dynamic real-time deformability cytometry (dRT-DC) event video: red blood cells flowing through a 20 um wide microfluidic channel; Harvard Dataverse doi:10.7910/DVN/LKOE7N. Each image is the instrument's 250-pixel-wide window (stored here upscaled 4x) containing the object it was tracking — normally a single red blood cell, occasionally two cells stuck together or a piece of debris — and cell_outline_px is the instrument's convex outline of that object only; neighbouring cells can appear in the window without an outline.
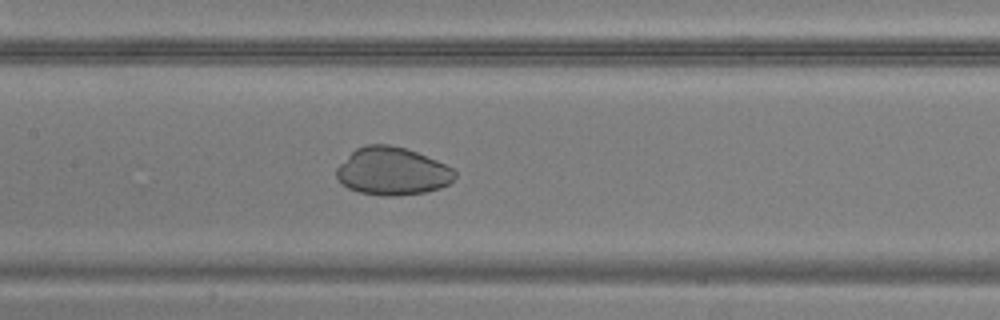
{"species": "common noctule bat (a hibernating species)", "species_latin": "Nyctalus noctula", "temperature_condition": "warm", "stored_images_in_passage": 42, "camera_frame_rate_fps": 3000, "um_per_image_px": 0.085, "animal": {"sex": "male", "body_mass_g": 20.5, "forearm_length_mm": 52.5}, "frame": {"image": 1, "passage_image": 23, "time_ms": 7.333, "image_size_px": [1000, 320], "cell_outline_px": [[456, 176], [448, 184], [440, 188], [424, 192], [396, 196], [380, 196], [360, 192], [348, 188], [336, 176], [336, 168], [356, 148], [368, 144], [388, 144], [404, 148], [416, 152], [436, 160], [452, 168], [456, 172]], "centroid_in_image_um": [33.34, 14.56], "position_along_channel_um": 174.1, "area_um2": 32.71}}
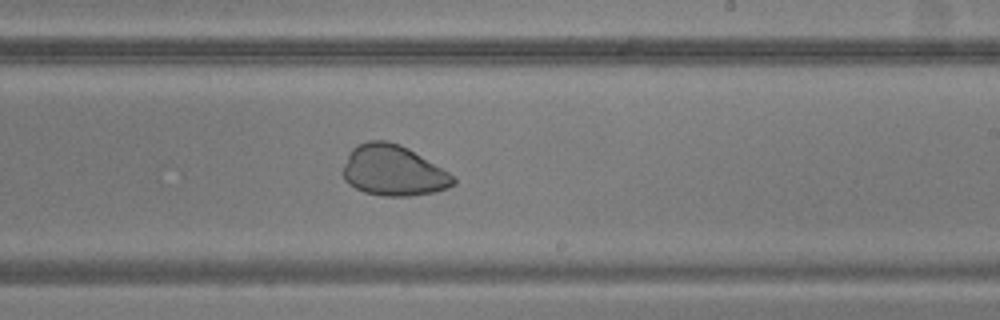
{"frame": {"image": 2, "passage_image": 29, "time_ms": 9.333, "image_size_px": [1000, 320], "cell_outline_px": [[456, 184], [448, 188], [436, 192], [408, 196], [384, 196], [364, 192], [348, 184], [344, 180], [344, 164], [352, 148], [368, 140], [388, 140], [400, 144], [408, 148], [448, 172], [456, 180]], "centroid_in_image_um": [33.43, 14.5], "position_along_channel_um": 255.6, "area_um2": 32.43}}
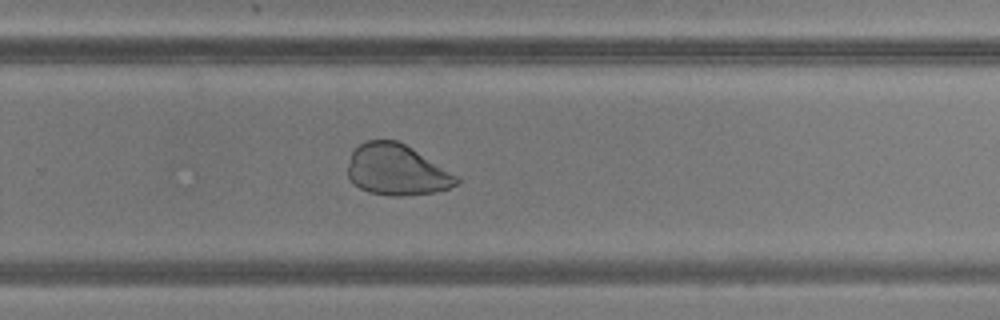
{"frame": {"image": 3, "passage_image": 32, "time_ms": 10.333, "image_size_px": [1000, 320], "cell_outline_px": [[460, 180], [456, 184], [448, 188], [436, 192], [400, 196], [392, 196], [368, 192], [360, 188], [348, 176], [348, 168], [352, 152], [360, 144], [368, 140], [396, 140], [412, 148], [456, 176]], "centroid_in_image_um": [33.7, 14.45], "position_along_channel_um": 296.1, "area_um2": 31.67}}